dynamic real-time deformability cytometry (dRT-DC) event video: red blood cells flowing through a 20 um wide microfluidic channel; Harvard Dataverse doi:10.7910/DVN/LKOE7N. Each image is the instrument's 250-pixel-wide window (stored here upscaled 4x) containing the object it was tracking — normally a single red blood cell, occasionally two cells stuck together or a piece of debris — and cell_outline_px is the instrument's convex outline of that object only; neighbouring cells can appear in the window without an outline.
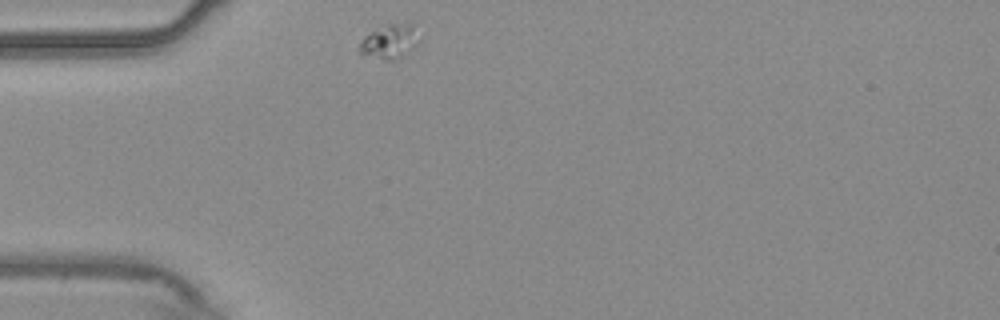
{"species": "common noctule bat (a hibernating species)", "species_latin": "Nyctalus noctula", "temperature_condition": "warm", "stored_images_in_passage": 35, "camera_frame_rate_fps": 3000, "um_per_image_px": 0.085, "animal": {"sex": "male", "body_mass_g": 20.4}, "frame": {"image": 1, "passage_image": 1, "time_ms": 0.0, "image_size_px": [1000, 320], "cell_outline_px": [[424, 32], [420, 44], [416, 48], [396, 60], [388, 60], [360, 52], [360, 44], [364, 36], [388, 24], [416, 20]], "centroid_in_image_um": [33.39, 3.43], "position_along_channel_um": 51.6, "area_um2": 12.72}}
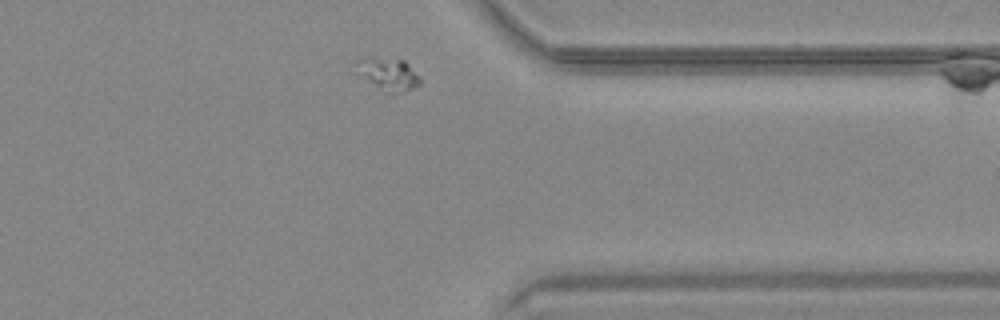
{"frame": {"image": 2, "passage_image": 32, "time_ms": 10.333, "image_size_px": [1000, 320], "cell_outline_px": [[420, 84], [416, 88], [392, 92], [368, 80], [364, 76], [356, 60], [404, 60], [408, 64], [420, 80]], "centroid_in_image_um": [33.14, 6.31], "position_along_channel_um": 378.3, "area_um2": 10.35}}